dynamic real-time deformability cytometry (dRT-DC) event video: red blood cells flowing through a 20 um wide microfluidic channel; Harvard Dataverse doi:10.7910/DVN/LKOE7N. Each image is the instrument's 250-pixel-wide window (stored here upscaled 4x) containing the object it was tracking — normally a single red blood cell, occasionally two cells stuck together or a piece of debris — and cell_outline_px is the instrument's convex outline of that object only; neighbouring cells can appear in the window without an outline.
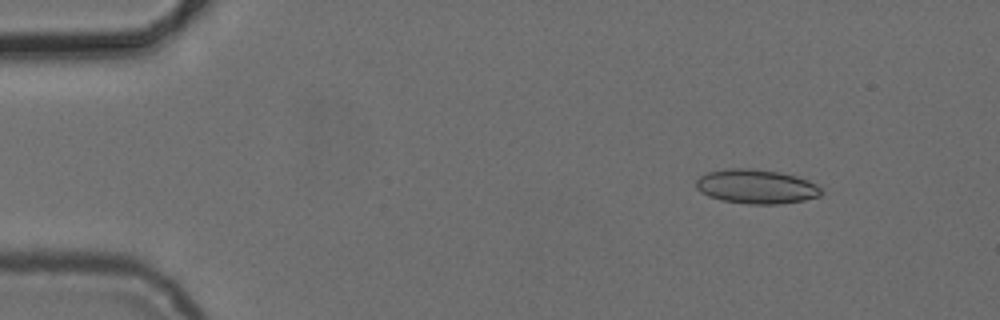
{"species": "common noctule bat (a hibernating species)", "species_latin": "Nyctalus noctula", "temperature_condition": "cold", "stored_images_in_passage": 4, "camera_frame_rate_fps": 3000, "um_per_image_px": 0.085, "animal": {"sex": "female", "body_mass_g": 24.6, "forearm_length_mm": 56.2}, "frame": {"image": 1, "passage_image": 2, "time_ms": 1.0, "image_size_px": [1000, 320], "cell_outline_px": [[824, 192], [820, 196], [804, 200], [780, 204], [748, 204], [720, 200], [708, 196], [700, 192], [696, 188], [696, 180], [700, 176], [708, 172], [728, 168], [748, 168], [780, 172], [796, 176], [808, 180], [816, 184]], "centroid_in_image_um": [64.28, 15.86], "position_along_channel_um": 20.7, "area_um2": 25.14}}
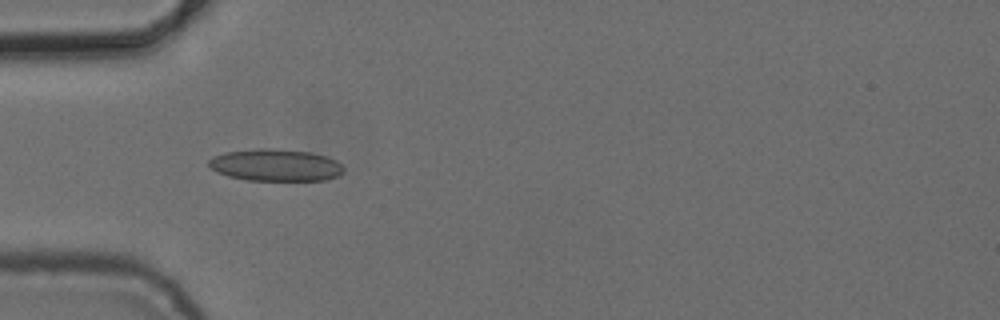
{"frame": {"image": 2, "passage_image": 3, "time_ms": 4.333, "image_size_px": [1000, 320], "cell_outline_px": [[344, 172], [340, 176], [324, 180], [248, 180], [228, 176], [216, 172], [208, 164], [208, 160], [212, 156], [224, 152], [260, 148], [268, 148], [312, 152], [328, 156], [336, 160], [344, 168]], "centroid_in_image_um": [23.44, 14.03], "position_along_channel_um": 61.6, "area_um2": 25.37}}
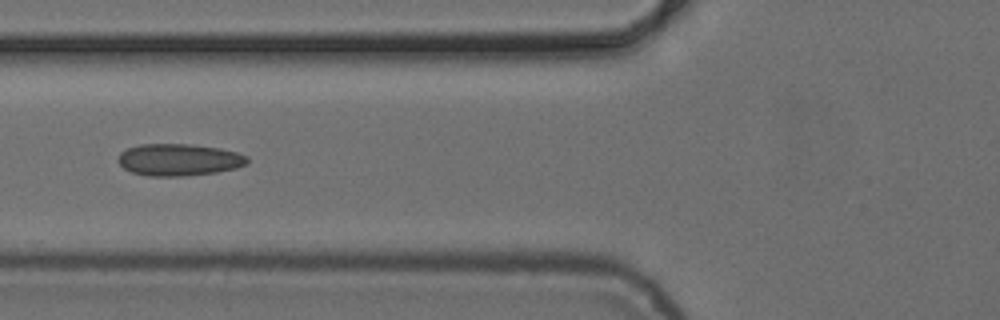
{"frame": {"image": 3, "passage_image": 4, "time_ms": 5.667, "image_size_px": [1000, 320], "cell_outline_px": [[248, 164], [236, 168], [216, 172], [188, 176], [148, 176], [132, 172], [124, 168], [116, 160], [120, 152], [128, 148], [140, 144], [188, 144], [220, 148], [236, 152], [248, 156]], "centroid_in_image_um": [15.21, 13.58], "position_along_channel_um": 110.6, "area_um2": 24.22}}